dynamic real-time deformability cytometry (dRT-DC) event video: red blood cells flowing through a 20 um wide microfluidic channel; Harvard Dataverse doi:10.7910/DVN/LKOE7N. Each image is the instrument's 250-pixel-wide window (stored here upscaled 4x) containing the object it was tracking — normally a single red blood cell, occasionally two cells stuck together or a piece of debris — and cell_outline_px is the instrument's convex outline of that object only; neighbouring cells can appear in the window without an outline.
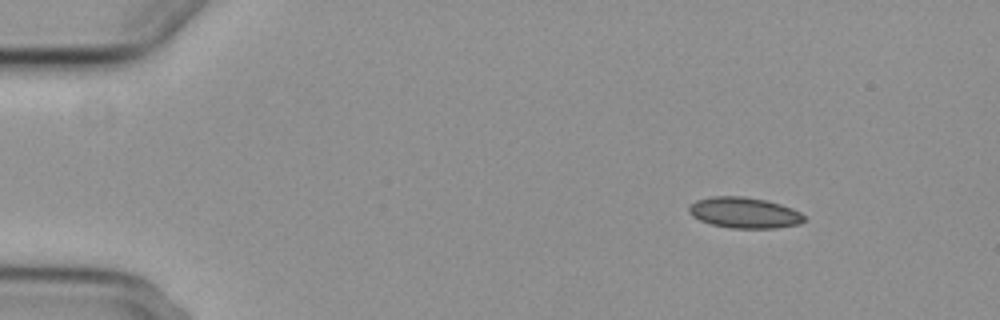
{"species": "common noctule bat (a hibernating species)", "species_latin": "Nyctalus noctula", "temperature_condition": "cold", "stored_images_in_passage": 4, "camera_frame_rate_fps": 3000, "um_per_image_px": 0.085, "animal": {"sex": "female", "body_mass_g": 29.2, "forearm_length_mm": 56.3}, "frame": {"image": 1, "passage_image": 1, "time_ms": 0.0, "image_size_px": [1000, 320], "cell_outline_px": [[804, 220], [800, 224], [776, 228], [728, 228], [712, 224], [700, 220], [692, 216], [688, 212], [688, 208], [696, 200], [712, 196], [744, 196], [764, 200], [780, 204], [792, 208], [800, 212], [804, 216]], "centroid_in_image_um": [63.26, 18.08], "position_along_channel_um": 21.7, "area_um2": 20.69}}
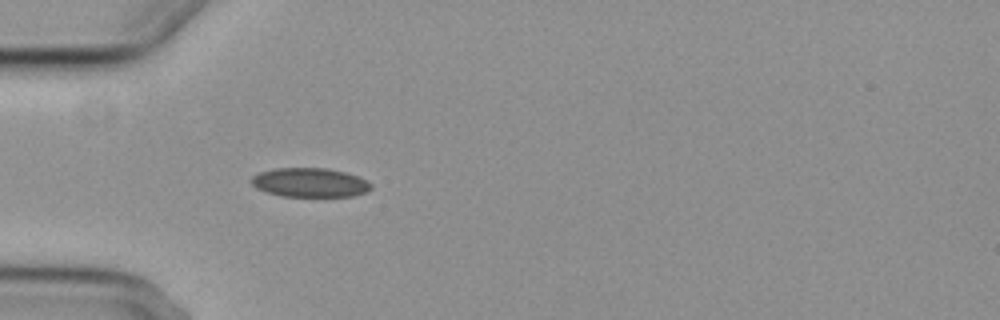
{"frame": {"image": 2, "passage_image": 4, "time_ms": 3.333, "image_size_px": [1000, 320], "cell_outline_px": [[372, 188], [368, 192], [352, 196], [280, 196], [264, 192], [256, 188], [252, 184], [252, 176], [260, 172], [276, 168], [328, 168], [360, 176], [368, 180], [372, 184]], "centroid_in_image_um": [26.38, 15.52], "position_along_channel_um": 58.6, "area_um2": 20.52}}